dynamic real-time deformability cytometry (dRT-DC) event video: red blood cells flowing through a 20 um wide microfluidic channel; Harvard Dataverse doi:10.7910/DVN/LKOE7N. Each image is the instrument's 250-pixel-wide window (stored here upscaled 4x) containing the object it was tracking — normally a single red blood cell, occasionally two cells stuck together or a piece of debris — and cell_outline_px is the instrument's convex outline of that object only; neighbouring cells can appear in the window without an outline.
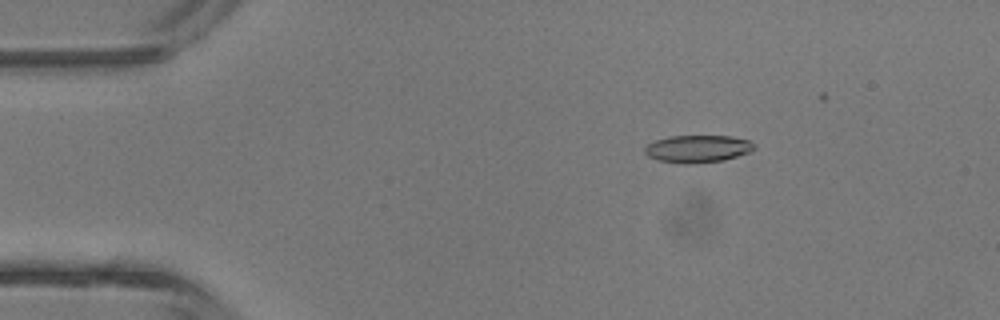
{"species": "common noctule bat (a hibernating species)", "species_latin": "Nyctalus noctula", "temperature_condition": "room temperature", "stored_images_in_passage": 6, "camera_frame_rate_fps": 3000, "um_per_image_px": 0.085, "animal": {"sex": "male", "body_mass_g": 13.3}, "frame": {"image": 1, "passage_image": 3, "time_ms": 2.0, "image_size_px": [1000, 320], "cell_outline_px": [[756, 148], [748, 152], [724, 160], [692, 164], [680, 164], [656, 160], [648, 156], [644, 152], [644, 148], [648, 144], [656, 140], [668, 136], [732, 136], [748, 140], [756, 144]], "centroid_in_image_um": [59.28, 12.65], "position_along_channel_um": 25.7, "area_um2": 17.63}}